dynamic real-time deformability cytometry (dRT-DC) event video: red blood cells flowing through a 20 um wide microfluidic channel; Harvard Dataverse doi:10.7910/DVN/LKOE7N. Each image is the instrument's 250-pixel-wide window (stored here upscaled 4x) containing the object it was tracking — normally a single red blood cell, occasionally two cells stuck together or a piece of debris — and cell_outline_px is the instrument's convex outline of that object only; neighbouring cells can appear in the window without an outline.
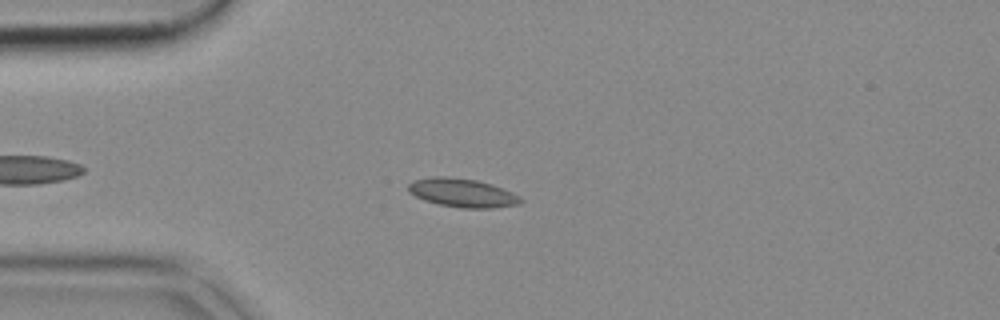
{"species": "common noctule bat (a hibernating species)", "species_latin": "Nyctalus noctula", "temperature_condition": "cold", "stored_images_in_passage": 48, "camera_frame_rate_fps": 3000, "um_per_image_px": 0.085, "animal": {"sex": "female", "body_mass_g": 18.4}, "frame": {"image": 1, "passage_image": 9, "time_ms": 2.667, "image_size_px": [1000, 320], "cell_outline_px": [[524, 200], [520, 204], [492, 208], [460, 208], [440, 204], [424, 200], [408, 192], [408, 184], [412, 180], [432, 176], [448, 176], [476, 180], [492, 184], [512, 192], [520, 196]], "centroid_in_image_um": [39.3, 16.38], "position_along_channel_um": 45.7, "area_um2": 18.9}}
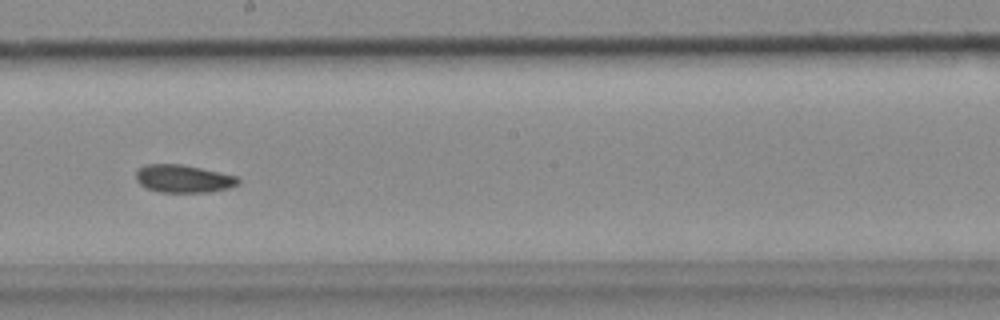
{"frame": {"image": 2, "passage_image": 25, "time_ms": 8.0, "image_size_px": [1000, 320], "cell_outline_px": [[240, 184], [228, 188], [208, 192], [160, 192], [148, 188], [140, 184], [136, 180], [136, 172], [144, 164], [180, 164], [200, 168], [236, 176], [240, 180]], "centroid_in_image_um": [15.58, 15.19], "position_along_channel_um": 232.6, "area_um2": 16.42}}
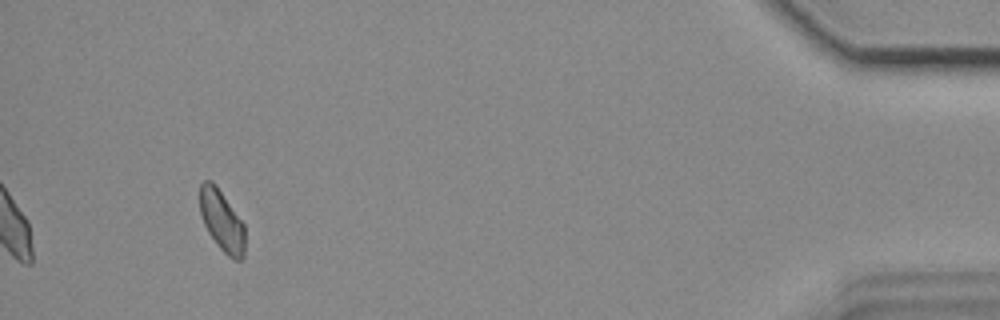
{"frame": {"image": 3, "passage_image": 45, "time_ms": 14.667, "image_size_px": [1000, 320], "cell_outline_px": [[244, 256], [240, 260], [232, 260], [216, 244], [208, 232], [204, 224], [200, 212], [200, 184], [204, 180], [212, 180], [216, 184], [244, 224]], "centroid_in_image_um": [18.85, 18.76], "position_along_channel_um": 416.4, "area_um2": 16.07}}